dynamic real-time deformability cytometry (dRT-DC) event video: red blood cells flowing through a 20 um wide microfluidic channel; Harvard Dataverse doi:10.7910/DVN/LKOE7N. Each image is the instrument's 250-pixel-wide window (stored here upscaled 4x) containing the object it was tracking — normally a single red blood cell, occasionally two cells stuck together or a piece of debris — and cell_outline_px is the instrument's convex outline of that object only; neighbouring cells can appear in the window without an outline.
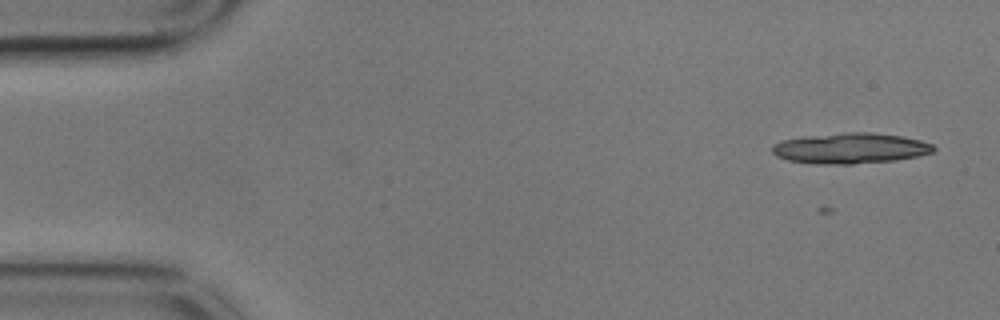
{"species": "common noctule bat (a hibernating species)", "species_latin": "Nyctalus noctula", "temperature_condition": "cold", "stored_images_in_passage": 7, "camera_frame_rate_fps": 3000, "um_per_image_px": 0.085, "animal": {"sex": "male", "body_mass_g": 17.9}, "frame": {"image": 1, "passage_image": 2, "time_ms": 0.333, "image_size_px": [1000, 320], "cell_outline_px": [[936, 148], [932, 152], [920, 156], [896, 160], [852, 164], [812, 164], [788, 160], [776, 156], [772, 152], [772, 144], [780, 140], [804, 136], [844, 132], [872, 132], [900, 136], [920, 140], [932, 144]], "centroid_in_image_um": [72.25, 12.6], "position_along_channel_um": 12.7, "area_um2": 29.07}}